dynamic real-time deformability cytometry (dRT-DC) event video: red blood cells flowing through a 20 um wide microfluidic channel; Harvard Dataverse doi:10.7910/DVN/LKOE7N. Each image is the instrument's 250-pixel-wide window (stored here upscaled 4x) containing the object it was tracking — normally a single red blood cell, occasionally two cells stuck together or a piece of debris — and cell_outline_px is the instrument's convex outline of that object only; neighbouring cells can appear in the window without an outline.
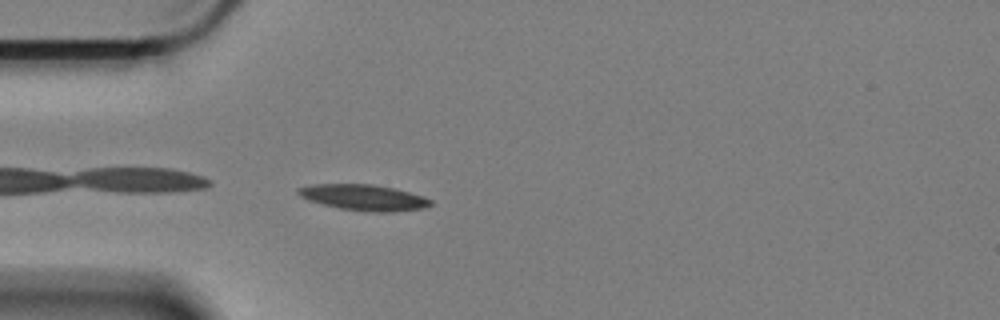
{"species": "Egyptian fruit bat (a non-hibernating species)", "species_latin": "Rousettus aegyptiacus", "temperature_condition": "cold", "stored_images_in_passage": 43, "camera_frame_rate_fps": 3000, "um_per_image_px": 0.085, "animal": {"sex": "female"}, "frame": {"image": 1, "passage_image": 1, "time_ms": 0.0, "image_size_px": [1000, 320], "cell_outline_px": [[432, 204], [420, 208], [392, 212], [372, 212], [340, 208], [308, 200], [300, 196], [296, 192], [296, 188], [312, 184], [372, 184], [392, 188], [424, 196], [432, 200]], "centroid_in_image_um": [30.88, 16.78], "position_along_channel_um": 54.1, "area_um2": 19.77}}
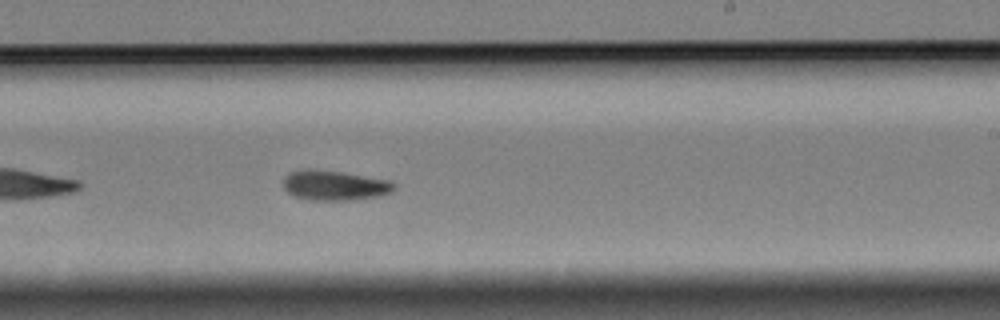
{"frame": {"image": 2, "passage_image": 20, "time_ms": 6.333, "image_size_px": [1000, 320], "cell_outline_px": [[396, 188], [392, 192], [376, 196], [352, 200], [308, 200], [292, 196], [284, 188], [284, 176], [288, 172], [304, 168], [312, 168], [340, 172], [392, 180], [396, 184]], "centroid_in_image_um": [28.42, 15.74], "position_along_channel_um": 260.6, "area_um2": 19.65}}
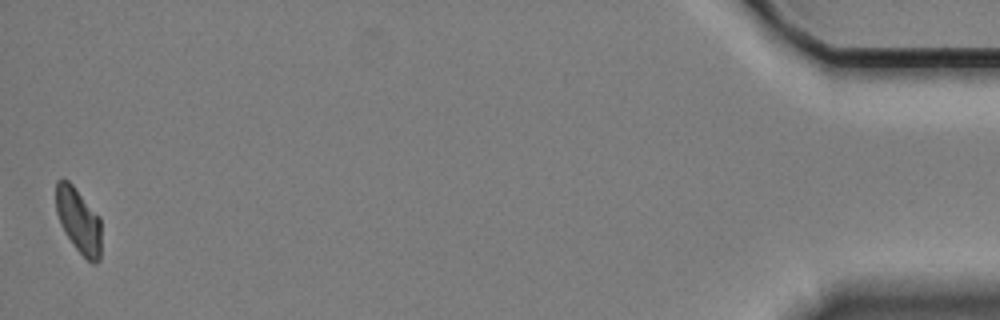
{"frame": {"image": 3, "passage_image": 43, "time_ms": 14.0, "image_size_px": [1000, 320], "cell_outline_px": [[100, 260], [96, 264], [92, 264], [72, 244], [64, 232], [60, 224], [56, 212], [56, 180], [68, 180], [72, 184], [100, 216]], "centroid_in_image_um": [6.68, 18.75], "position_along_channel_um": 428.5, "area_um2": 17.22}, "authors_computed_cell_mechanics": {"area_um2": 18.6694, "velocity_mm_per_s": 3.3648, "shape_relaxation_time_tau1_ms": 4.0776, "shape_relaxation_time_tau2_ms": null, "deformation_change_tau1": 0.1326, "deformation_change_tau2": null}}